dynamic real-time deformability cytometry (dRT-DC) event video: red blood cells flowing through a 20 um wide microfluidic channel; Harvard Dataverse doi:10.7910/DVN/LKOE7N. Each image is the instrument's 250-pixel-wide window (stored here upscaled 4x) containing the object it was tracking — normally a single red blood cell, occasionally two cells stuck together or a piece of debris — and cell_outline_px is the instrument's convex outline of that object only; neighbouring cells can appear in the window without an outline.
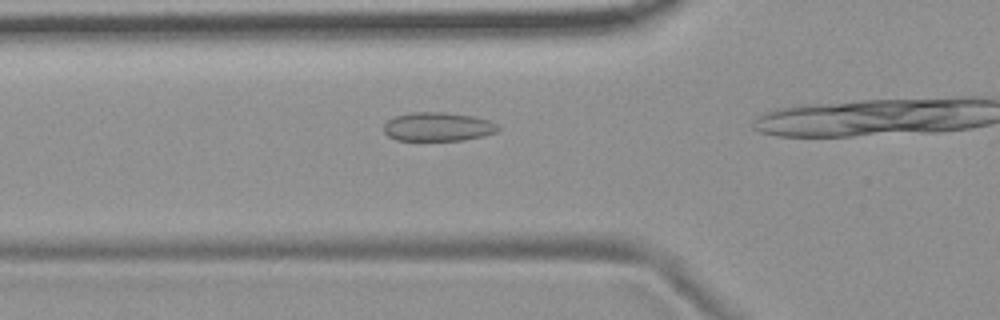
{"species": "common noctule bat (a hibernating species)", "species_latin": "Nyctalus noctula", "temperature_condition": "room temperature", "stored_images_in_passage": 19, "camera_frame_rate_fps": 3000, "um_per_image_px": 0.085, "animal": {"sex": "female", "body_mass_g": 19.9}, "frame": {"image": 1, "passage_image": 14, "time_ms": 4.333, "image_size_px": [1000, 320], "cell_outline_px": [[500, 128], [496, 132], [484, 136], [464, 140], [396, 140], [388, 136], [384, 132], [384, 124], [388, 120], [396, 116], [408, 112], [444, 112], [472, 116], [488, 120], [496, 124]], "centroid_in_image_um": [37.21, 10.77], "position_along_channel_um": 88.6, "area_um2": 19.19}}